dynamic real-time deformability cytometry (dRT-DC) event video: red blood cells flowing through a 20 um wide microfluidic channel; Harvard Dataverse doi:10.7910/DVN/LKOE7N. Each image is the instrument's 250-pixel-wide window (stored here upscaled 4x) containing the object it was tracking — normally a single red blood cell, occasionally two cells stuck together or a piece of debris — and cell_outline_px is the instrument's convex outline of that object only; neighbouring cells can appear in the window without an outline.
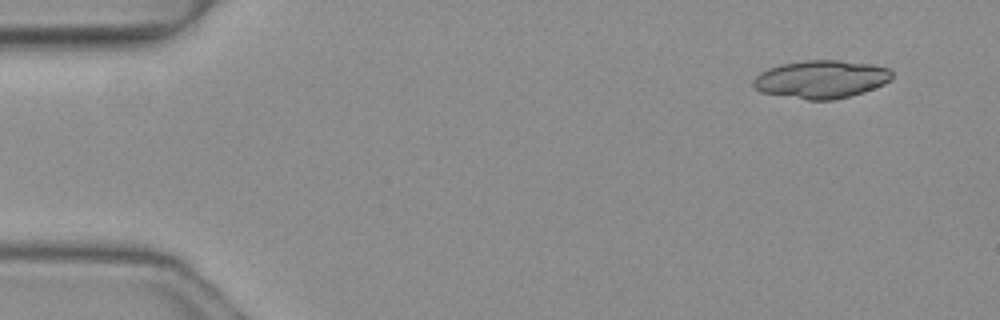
{"species": "common noctule bat (a hibernating species)", "species_latin": "Nyctalus noctula", "temperature_condition": "warm", "stored_images_in_passage": 5, "camera_frame_rate_fps": 3000, "um_per_image_px": 0.085, "animal": {"sex": "female", "body_mass_g": 19.3, "forearm_length_mm": 54.1}, "frame": {"image": 1, "passage_image": 2, "time_ms": 0.333, "image_size_px": [1000, 320], "cell_outline_px": [[892, 80], [884, 84], [864, 92], [832, 100], [808, 100], [760, 92], [752, 84], [752, 80], [760, 72], [768, 68], [780, 64], [804, 60], [840, 60], [872, 64], [888, 68], [892, 72]], "centroid_in_image_um": [69.8, 6.73], "position_along_channel_um": 15.2, "area_um2": 30.87}}
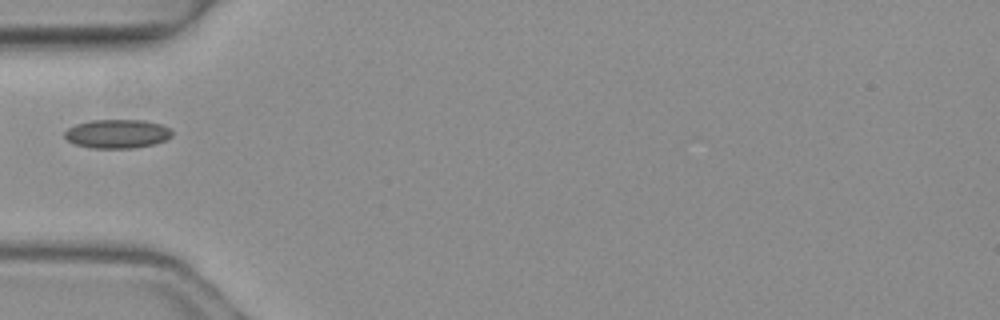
{"frame": {"image": 2, "passage_image": 5, "time_ms": 1.333, "image_size_px": [1000, 320], "cell_outline_px": [[172, 136], [164, 140], [152, 144], [132, 148], [92, 148], [76, 144], [68, 140], [64, 136], [64, 132], [68, 128], [76, 124], [92, 120], [144, 120], [160, 124], [168, 128], [172, 132]], "centroid_in_image_um": [9.94, 11.37], "position_along_channel_um": 75.1, "area_um2": 17.86}}